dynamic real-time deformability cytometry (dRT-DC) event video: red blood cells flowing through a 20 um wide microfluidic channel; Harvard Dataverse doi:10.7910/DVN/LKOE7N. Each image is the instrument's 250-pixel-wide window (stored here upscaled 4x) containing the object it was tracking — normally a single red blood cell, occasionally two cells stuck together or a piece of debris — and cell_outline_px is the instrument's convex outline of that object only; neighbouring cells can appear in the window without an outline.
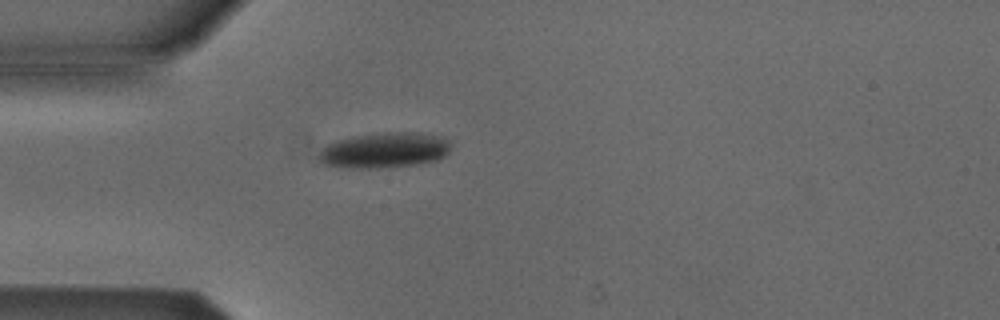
{"species": "Egyptian fruit bat (a non-hibernating species)", "species_latin": "Rousettus aegyptiacus", "temperature_condition": "cold", "stored_images_in_passage": 4, "camera_frame_rate_fps": 3000, "um_per_image_px": 0.085, "animal": {"sex": "male"}, "frame": {"image": 1, "passage_image": 4, "time_ms": 4.667, "image_size_px": [1000, 320], "cell_outline_px": [[452, 144], [448, 152], [444, 156], [436, 160], [416, 164], [388, 168], [340, 168], [324, 164], [316, 156], [324, 144], [336, 140], [356, 136], [388, 132], [420, 132], [444, 136], [452, 140]], "centroid_in_image_um": [32.69, 12.77], "position_along_channel_um": 52.3, "area_um2": 27.92}}